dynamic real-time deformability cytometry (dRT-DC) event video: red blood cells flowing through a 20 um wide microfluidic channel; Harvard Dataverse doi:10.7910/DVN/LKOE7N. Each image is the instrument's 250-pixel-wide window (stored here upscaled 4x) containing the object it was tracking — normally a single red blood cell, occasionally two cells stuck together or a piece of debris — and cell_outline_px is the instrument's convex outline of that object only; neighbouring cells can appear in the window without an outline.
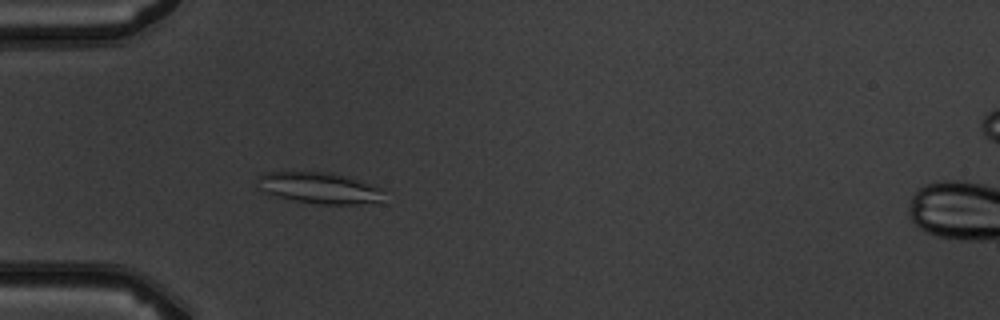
{"species": "common noctule bat (a hibernating species)", "species_latin": "Nyctalus noctula", "temperature_condition": "warm", "stored_images_in_passage": 5, "camera_frame_rate_fps": 3000, "um_per_image_px": 0.085, "animal": {"sex": "male", "body_mass_g": 19.5, "forearm_length_mm": 54.6}, "frame": {"image": 1, "passage_image": 5, "time_ms": 5.333, "image_size_px": [1000, 320], "cell_outline_px": [[384, 188], [380, 200], [356, 204], [320, 204], [296, 200], [276, 196], [260, 192], [260, 176], [264, 172], [332, 172], [348, 176]], "centroid_in_image_um": [27.15, 15.96], "position_along_channel_um": 57.8, "area_um2": 22.77}}